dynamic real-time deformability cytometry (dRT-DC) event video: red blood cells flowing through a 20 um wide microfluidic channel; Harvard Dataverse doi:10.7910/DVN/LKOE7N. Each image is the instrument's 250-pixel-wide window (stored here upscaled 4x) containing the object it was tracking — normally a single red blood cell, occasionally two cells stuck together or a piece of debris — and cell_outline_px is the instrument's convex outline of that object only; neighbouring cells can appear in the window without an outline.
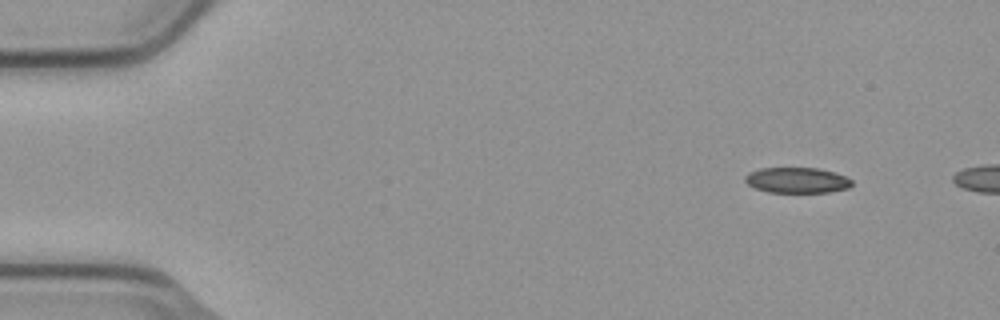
{"species": "common noctule bat (a hibernating species)", "species_latin": "Nyctalus noctula", "temperature_condition": "cold", "stored_images_in_passage": 3, "camera_frame_rate_fps": 3000, "um_per_image_px": 0.085, "animal": {"sex": "male", "body_mass_g": 23.1, "forearm_length_mm": 52.7}, "frame": {"image": 1, "passage_image": 2, "time_ms": 0.333, "image_size_px": [1000, 320], "cell_outline_px": [[852, 184], [848, 188], [828, 192], [768, 192], [756, 188], [748, 184], [744, 180], [744, 176], [748, 172], [760, 168], [816, 168], [832, 172], [844, 176], [852, 180]], "centroid_in_image_um": [67.7, 15.32], "position_along_channel_um": 17.3, "area_um2": 15.78}}